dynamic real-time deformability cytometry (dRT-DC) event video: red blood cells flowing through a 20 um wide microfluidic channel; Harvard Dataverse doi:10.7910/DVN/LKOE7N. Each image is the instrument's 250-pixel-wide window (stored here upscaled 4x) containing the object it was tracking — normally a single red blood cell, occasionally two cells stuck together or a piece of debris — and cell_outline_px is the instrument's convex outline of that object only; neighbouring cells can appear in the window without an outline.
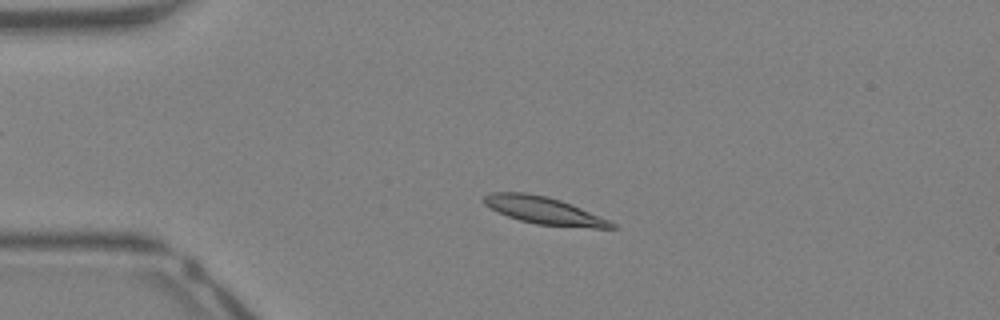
{"species": "Egyptian fruit bat (a non-hibernating species)", "species_latin": "Rousettus aegyptiacus", "temperature_condition": "warm", "stored_images_in_passage": 40, "camera_frame_rate_fps": 3000, "um_per_image_px": 0.085, "animal": {"sex": "female"}, "frame": {"image": 1, "passage_image": 6, "time_ms": 1.667, "image_size_px": [1000, 320], "cell_outline_px": [[608, 228], [604, 228], [544, 224], [524, 220], [512, 216], [488, 204], [512, 196], [540, 196], [556, 200], [568, 204], [608, 224]], "centroid_in_image_um": [46.47, 18.0], "position_along_channel_um": 38.5, "area_um2": 15.37}}
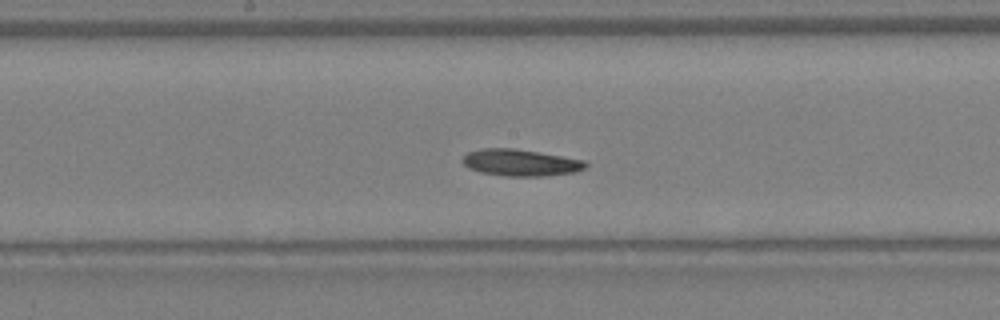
{"frame": {"image": 2, "passage_image": 19, "time_ms": 6.0, "image_size_px": [1000, 320], "cell_outline_px": [[584, 164], [580, 168], [564, 172], [492, 172], [476, 168], [468, 164], [464, 160], [472, 152], [528, 152], [576, 160]], "centroid_in_image_um": [44.26, 13.8], "position_along_channel_um": 203.9, "area_um2": 13.87}}
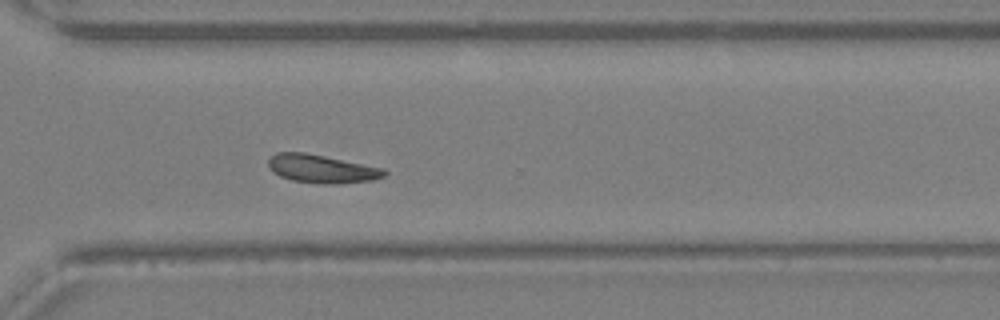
{"frame": {"image": 3, "passage_image": 28, "time_ms": 9.0, "image_size_px": [1000, 320], "cell_outline_px": [[384, 172], [380, 176], [360, 180], [296, 180], [284, 176], [276, 172], [272, 168], [272, 160], [276, 156], [284, 152], [296, 152], [320, 156], [372, 168]], "centroid_in_image_um": [27.17, 14.29], "position_along_channel_um": 343.4, "area_um2": 15.43}}